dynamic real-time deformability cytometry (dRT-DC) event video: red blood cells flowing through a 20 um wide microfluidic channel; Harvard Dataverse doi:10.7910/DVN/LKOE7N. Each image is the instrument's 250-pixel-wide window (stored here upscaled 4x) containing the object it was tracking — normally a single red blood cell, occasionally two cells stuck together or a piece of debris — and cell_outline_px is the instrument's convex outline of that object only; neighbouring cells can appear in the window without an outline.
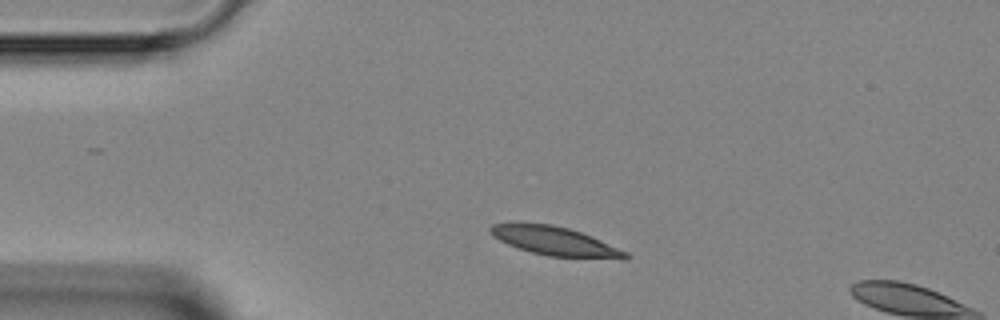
{"species": "Egyptian fruit bat (a non-hibernating species)", "species_latin": "Rousettus aegyptiacus", "temperature_condition": "room temperature", "stored_images_in_passage": 2, "camera_frame_rate_fps": 3000, "um_per_image_px": 0.085, "animal": {"sex": "female"}, "frame": {"image": 1, "passage_image": 1, "time_ms": 0.0, "image_size_px": [1000, 320], "cell_outline_px": [[632, 256], [628, 260], [620, 260], [548, 256], [532, 252], [508, 244], [492, 236], [488, 228], [492, 224], [552, 224], [568, 228], [580, 232], [600, 240], [628, 252]], "centroid_in_image_um": [47.28, 20.54], "position_along_channel_um": 37.7, "area_um2": 22.6}}